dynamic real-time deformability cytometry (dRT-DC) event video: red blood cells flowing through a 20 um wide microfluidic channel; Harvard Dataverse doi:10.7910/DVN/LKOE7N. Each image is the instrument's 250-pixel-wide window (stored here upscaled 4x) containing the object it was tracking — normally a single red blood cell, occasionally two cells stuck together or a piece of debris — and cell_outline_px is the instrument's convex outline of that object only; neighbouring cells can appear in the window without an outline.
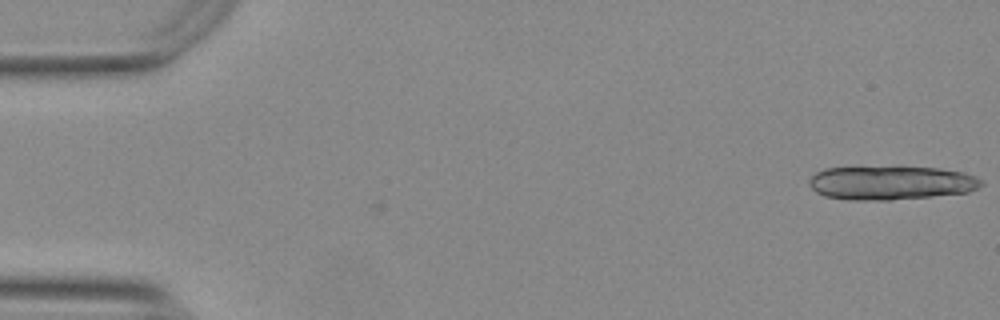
{"species": "Egyptian fruit bat (a non-hibernating species)", "species_latin": "Rousettus aegyptiacus", "temperature_condition": "warm", "stored_images_in_passage": 15, "camera_frame_rate_fps": 3000, "um_per_image_px": 0.085, "animal": {"sex": "female"}, "frame": {"image": 1, "passage_image": 1, "time_ms": 0.0, "image_size_px": [1000, 320], "cell_outline_px": [[984, 184], [968, 192], [932, 196], [892, 200], [848, 200], [824, 196], [816, 192], [808, 184], [808, 180], [816, 172], [824, 168], [900, 164], [940, 168], [964, 172], [976, 176], [984, 180]], "centroid_in_image_um": [75.73, 15.49], "position_along_channel_um": 9.3, "area_um2": 35.43}}